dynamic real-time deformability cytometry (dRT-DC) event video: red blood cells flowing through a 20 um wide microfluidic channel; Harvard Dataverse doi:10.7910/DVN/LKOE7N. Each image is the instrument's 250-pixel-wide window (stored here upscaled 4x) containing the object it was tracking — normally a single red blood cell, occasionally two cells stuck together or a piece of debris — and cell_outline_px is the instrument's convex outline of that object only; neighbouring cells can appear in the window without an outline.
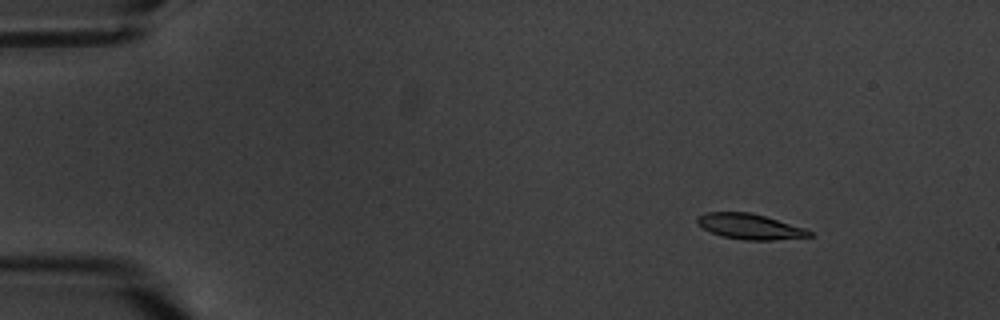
{"species": "common noctule bat (a hibernating species)", "species_latin": "Nyctalus noctula", "temperature_condition": "warm", "stored_images_in_passage": 5, "camera_frame_rate_fps": 3000, "um_per_image_px": 0.085, "animal": {"sex": "male", "body_mass_g": 20.1, "forearm_length_mm": 53.5}, "frame": {"image": 1, "passage_image": 2, "time_ms": 2.0, "image_size_px": [1000, 320], "cell_outline_px": [[812, 236], [772, 240], [744, 240], [724, 236], [712, 232], [696, 224], [696, 216], [704, 212], [748, 212], [764, 216], [804, 228], [812, 232]], "centroid_in_image_um": [63.68, 19.24], "position_along_channel_um": 21.3, "area_um2": 16.42}}
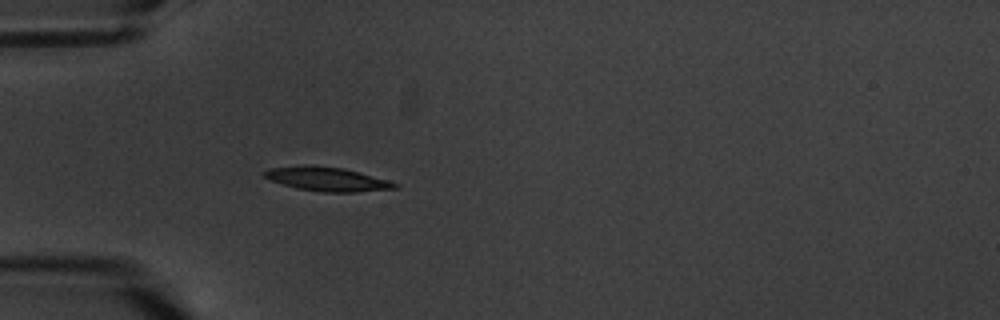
{"frame": {"image": 2, "passage_image": 5, "time_ms": 5.667, "image_size_px": [1000, 320], "cell_outline_px": [[400, 184], [396, 188], [356, 192], [324, 192], [296, 188], [272, 180], [264, 176], [260, 172], [268, 168], [304, 164], [344, 168], [388, 180]], "centroid_in_image_um": [27.77, 15.21], "position_along_channel_um": 57.2, "area_um2": 18.26}}